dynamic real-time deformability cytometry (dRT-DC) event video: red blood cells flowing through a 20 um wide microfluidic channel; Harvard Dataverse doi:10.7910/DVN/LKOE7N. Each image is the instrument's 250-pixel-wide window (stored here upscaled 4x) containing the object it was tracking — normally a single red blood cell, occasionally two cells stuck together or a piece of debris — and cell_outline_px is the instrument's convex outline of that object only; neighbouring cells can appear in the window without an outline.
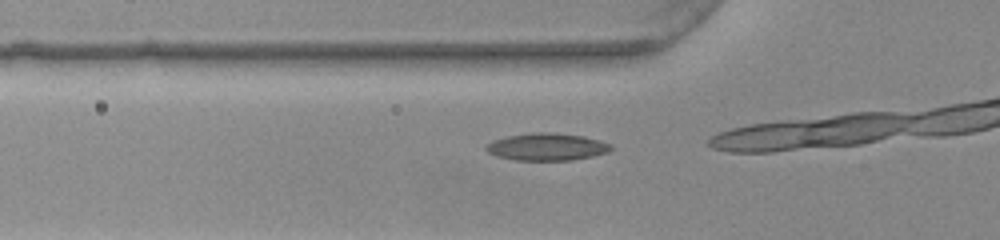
{"species": "common noctule bat (a hibernating species)", "species_latin": "Nyctalus noctula", "temperature_condition": "warm", "stored_images_in_passage": 14, "camera_frame_rate_fps": 3000, "um_per_image_px": 0.085, "animal": {"sex": "female", "body_mass_g": 22.0, "forearm_length_mm": 56.7}, "frame": {"image": 1, "passage_image": 12, "time_ms": 3.667, "image_size_px": [1000, 240], "cell_outline_px": [[616, 148], [608, 152], [592, 156], [572, 160], [516, 160], [496, 156], [488, 152], [484, 148], [484, 144], [492, 140], [504, 136], [532, 132], [552, 132], [584, 136], [612, 144]], "centroid_in_image_um": [46.46, 12.47], "position_along_channel_um": 79.3, "area_um2": 20.23}}